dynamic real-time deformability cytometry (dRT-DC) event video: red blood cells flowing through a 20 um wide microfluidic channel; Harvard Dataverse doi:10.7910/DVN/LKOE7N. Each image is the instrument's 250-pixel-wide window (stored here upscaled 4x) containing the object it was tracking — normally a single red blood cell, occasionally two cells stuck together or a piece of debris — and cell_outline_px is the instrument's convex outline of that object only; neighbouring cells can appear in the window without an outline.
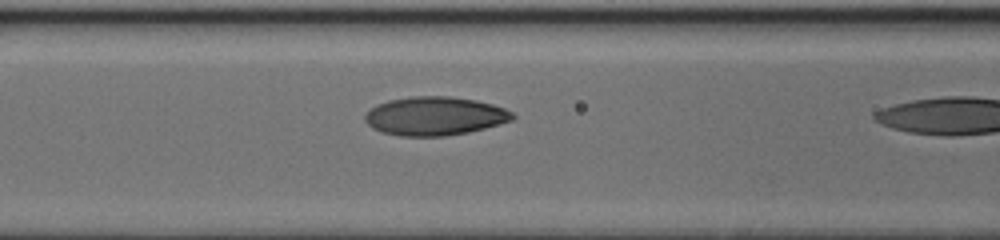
{"species": "human", "species_latin": "Homo sapiens", "temperature_condition": "cold", "stored_images_in_passage": 19, "camera_frame_rate_fps": 3000, "um_per_image_px": 0.085, "donor": {"sex": "female"}, "frame": {"image": 1, "passage_image": 18, "time_ms": 5.667, "image_size_px": [1000, 240], "cell_outline_px": [[516, 116], [512, 120], [500, 124], [468, 132], [444, 136], [400, 136], [380, 132], [372, 128], [364, 120], [364, 116], [376, 104], [388, 100], [412, 96], [448, 96], [476, 100], [492, 104], [504, 108], [512, 112]], "centroid_in_image_um": [36.94, 9.86], "position_along_channel_um": 129.7, "area_um2": 33.29}}